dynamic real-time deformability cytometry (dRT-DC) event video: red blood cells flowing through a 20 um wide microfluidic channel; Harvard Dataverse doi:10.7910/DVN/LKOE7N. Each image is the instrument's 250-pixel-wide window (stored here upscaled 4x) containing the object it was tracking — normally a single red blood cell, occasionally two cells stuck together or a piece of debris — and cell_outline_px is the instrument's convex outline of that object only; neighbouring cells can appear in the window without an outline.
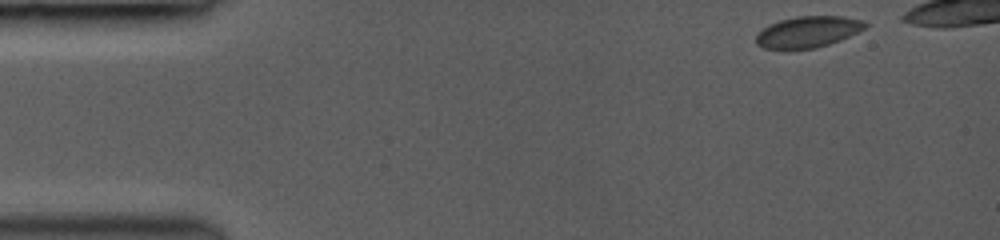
{"species": "common noctule bat (a hibernating species)", "species_latin": "Nyctalus noctula", "temperature_condition": "room temperature", "stored_images_in_passage": 8, "camera_frame_rate_fps": 3000, "um_per_image_px": 0.085, "animal": {"sex": "female", "body_mass_g": 19.0, "forearm_length_mm": 53.3}, "frame": {"image": 1, "passage_image": 1, "time_ms": 0.0, "image_size_px": [1000, 240], "cell_outline_px": [[868, 24], [864, 28], [840, 40], [816, 48], [788, 52], [784, 52], [764, 48], [756, 44], [756, 32], [768, 24], [780, 20], [796, 16], [844, 16], [864, 20]], "centroid_in_image_um": [68.58, 2.74], "position_along_channel_um": 16.4, "area_um2": 20.58}}
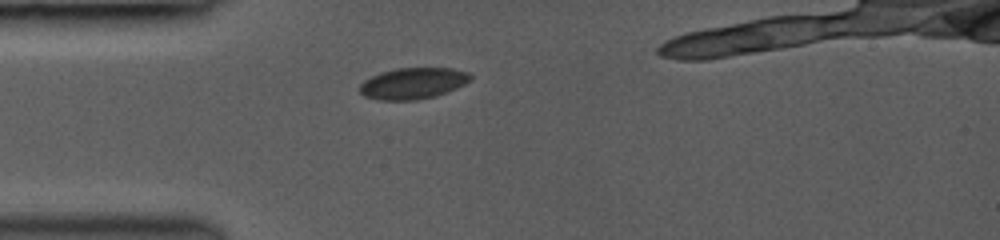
{"frame": {"image": 2, "passage_image": 7, "time_ms": 3.0, "image_size_px": [1000, 240], "cell_outline_px": [[472, 80], [456, 88], [436, 96], [416, 100], [376, 100], [364, 96], [360, 92], [360, 84], [364, 80], [380, 72], [396, 68], [452, 68], [468, 72], [472, 76]], "centroid_in_image_um": [35.1, 7.08], "position_along_channel_um": 49.9, "area_um2": 20.29}}